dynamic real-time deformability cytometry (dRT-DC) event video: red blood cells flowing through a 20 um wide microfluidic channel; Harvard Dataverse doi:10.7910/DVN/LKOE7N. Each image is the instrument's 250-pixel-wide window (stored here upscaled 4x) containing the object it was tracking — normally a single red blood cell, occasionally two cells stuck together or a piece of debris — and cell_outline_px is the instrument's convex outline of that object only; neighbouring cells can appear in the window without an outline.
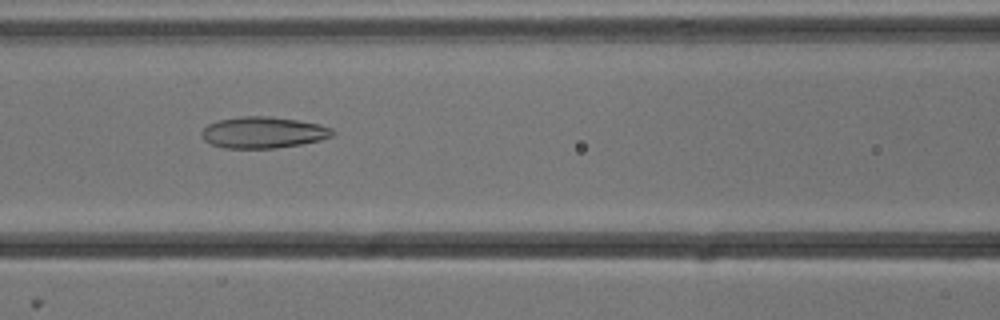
{"species": "common noctule bat (a hibernating species)", "species_latin": "Nyctalus noctula", "temperature_condition": "cold", "stored_images_in_passage": 52, "camera_frame_rate_fps": 3000, "um_per_image_px": 0.085, "animal": {"sex": "male", "body_mass_g": 13.3}, "frame": {"image": 1, "passage_image": 22, "time_ms": 7.0, "image_size_px": [1000, 320], "cell_outline_px": [[336, 132], [332, 136], [320, 140], [300, 144], [276, 148], [224, 148], [212, 144], [204, 140], [200, 136], [200, 132], [208, 124], [220, 120], [240, 116], [268, 116], [296, 120], [320, 124], [332, 128]], "centroid_in_image_um": [22.36, 11.26], "position_along_channel_um": 144.2, "area_um2": 23.93}}
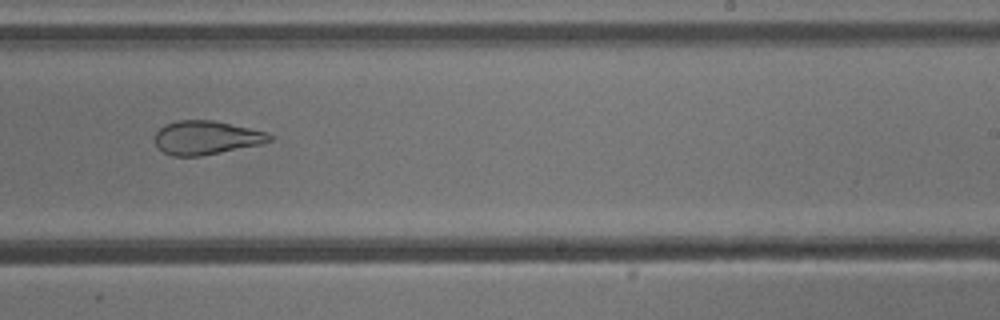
{"frame": {"image": 2, "passage_image": 32, "time_ms": 10.333, "image_size_px": [1000, 320], "cell_outline_px": [[272, 140], [260, 144], [200, 156], [172, 156], [164, 152], [156, 144], [156, 132], [164, 124], [176, 120], [212, 120], [268, 132], [272, 136]], "centroid_in_image_um": [17.52, 11.69], "position_along_channel_um": 271.5, "area_um2": 22.31}}
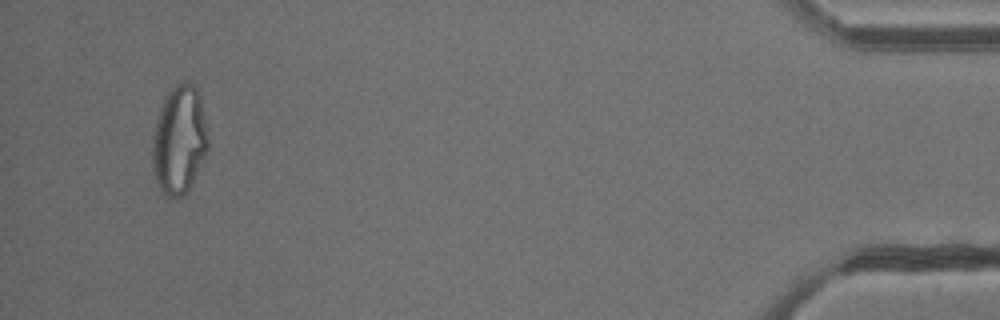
{"frame": {"image": 3, "passage_image": 50, "time_ms": 16.333, "image_size_px": [1000, 320], "cell_outline_px": [[208, 148], [184, 196], [164, 196], [160, 192], [152, 168], [152, 140], [156, 116], [168, 92], [176, 84], [192, 84], [196, 88], [200, 96], [208, 140]], "centroid_in_image_um": [15.19, 11.92], "position_along_channel_um": 420.0, "area_um2": 34.68}, "authors_computed_cell_mechanics": {"area_um2": 28.7266, "velocity_mm_per_s": 3.8371, "shape_relaxation_time_tau1_ms": null, "shape_relaxation_time_tau2_ms": 2.7883, "deformation_change_tau1": null, "deformation_change_tau2": 0.1089}}